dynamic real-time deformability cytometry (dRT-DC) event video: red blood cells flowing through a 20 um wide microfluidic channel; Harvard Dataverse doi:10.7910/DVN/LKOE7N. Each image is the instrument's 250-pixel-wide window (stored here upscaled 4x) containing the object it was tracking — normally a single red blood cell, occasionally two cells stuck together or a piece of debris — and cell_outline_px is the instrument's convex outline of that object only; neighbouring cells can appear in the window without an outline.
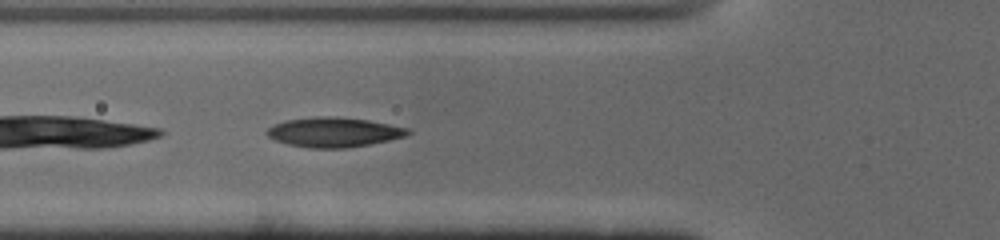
{"species": "common noctule bat (a hibernating species)", "species_latin": "Nyctalus noctula", "temperature_condition": "cold", "stored_images_in_passage": 27, "camera_frame_rate_fps": 3000, "um_per_image_px": 0.085, "animal": {"sex": "male", "body_mass_g": 19.0, "forearm_length_mm": 50.8}, "frame": {"image": 1, "passage_image": 4, "time_ms": 1.0, "image_size_px": [1000, 240], "cell_outline_px": [[412, 132], [408, 136], [348, 148], [312, 148], [288, 144], [276, 140], [268, 136], [264, 132], [268, 128], [284, 120], [324, 116], [328, 116], [368, 120], [408, 128]], "centroid_in_image_um": [28.38, 11.24], "position_along_channel_um": 97.4, "area_um2": 24.16}}
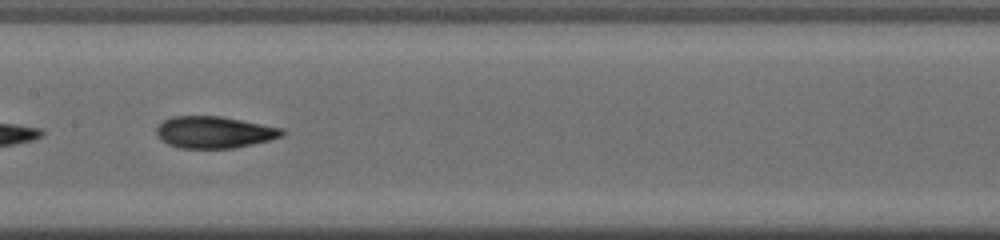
{"frame": {"image": 2, "passage_image": 11, "time_ms": 3.333, "image_size_px": [1000, 240], "cell_outline_px": [[284, 136], [252, 144], [232, 148], [180, 148], [168, 144], [156, 132], [156, 128], [164, 120], [176, 116], [220, 116], [280, 128], [284, 132]], "centroid_in_image_um": [18.2, 11.24], "position_along_channel_um": 189.2, "area_um2": 22.77}}
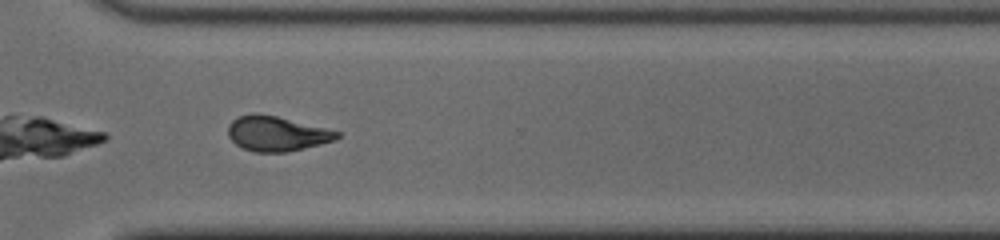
{"frame": {"image": 3, "passage_image": 23, "time_ms": 7.333, "image_size_px": [1000, 240], "cell_outline_px": [[340, 136], [336, 140], [304, 148], [284, 152], [256, 152], [244, 148], [236, 144], [228, 136], [228, 124], [232, 120], [240, 116], [276, 116], [340, 132]], "centroid_in_image_um": [23.53, 11.39], "position_along_channel_um": 347.1, "area_um2": 21.39}, "authors_computed_cell_mechanics": {"area_um2": 22.7154, "velocity_mm_per_s": 3.9425, "shape_relaxation_time_tau1_ms": 5.9115, "shape_relaxation_time_tau2_ms": 1.9074, "deformation_change_tau1": 0.1799, "deformation_change_tau2": 0.0776}}